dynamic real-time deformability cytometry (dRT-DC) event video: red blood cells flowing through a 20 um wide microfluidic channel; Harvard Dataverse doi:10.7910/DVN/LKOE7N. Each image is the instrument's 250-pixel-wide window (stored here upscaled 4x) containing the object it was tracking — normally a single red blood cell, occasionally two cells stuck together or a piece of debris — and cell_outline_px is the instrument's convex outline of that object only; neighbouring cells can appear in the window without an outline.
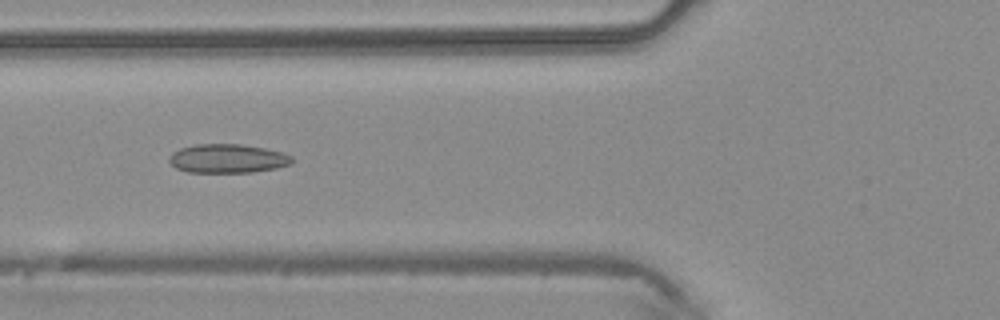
{"species": "common noctule bat (a hibernating species)", "species_latin": "Nyctalus noctula", "temperature_condition": "warm", "stored_images_in_passage": 37, "camera_frame_rate_fps": 3000, "um_per_image_px": 0.085, "animal": {"sex": "male", "body_mass_g": 20.4}, "frame": {"image": 1, "passage_image": 10, "time_ms": 3.0, "image_size_px": [1000, 320], "cell_outline_px": [[292, 164], [276, 168], [252, 172], [188, 172], [176, 168], [168, 160], [172, 152], [180, 148], [196, 144], [240, 144], [264, 148], [284, 152], [292, 156]], "centroid_in_image_um": [19.36, 13.47], "position_along_channel_um": 106.4, "area_um2": 20.69}}
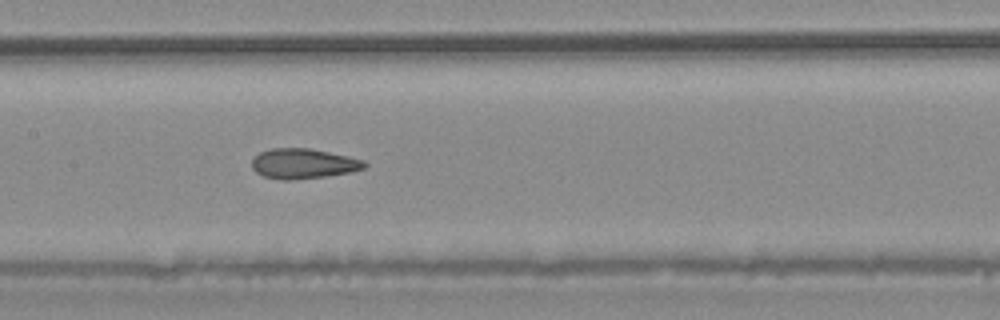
{"frame": {"image": 2, "passage_image": 15, "time_ms": 4.667, "image_size_px": [1000, 320], "cell_outline_px": [[368, 164], [364, 168], [352, 172], [324, 176], [292, 180], [280, 180], [264, 176], [256, 172], [252, 168], [252, 160], [260, 152], [272, 148], [308, 148], [348, 156], [364, 160]], "centroid_in_image_um": [25.78, 13.91], "position_along_channel_um": 181.6, "area_um2": 19.65}}
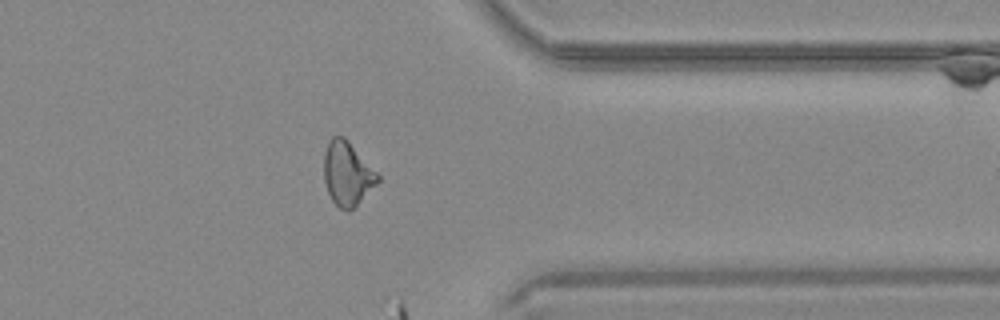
{"frame": {"image": 3, "passage_image": 29, "time_ms": 9.333, "image_size_px": [1000, 320], "cell_outline_px": [[380, 180], [348, 212], [340, 208], [332, 200], [328, 192], [324, 180], [324, 152], [328, 140], [332, 136], [344, 136], [348, 140], [380, 176]], "centroid_in_image_um": [29.49, 14.73], "position_along_channel_um": 381.9, "area_um2": 19.77}}